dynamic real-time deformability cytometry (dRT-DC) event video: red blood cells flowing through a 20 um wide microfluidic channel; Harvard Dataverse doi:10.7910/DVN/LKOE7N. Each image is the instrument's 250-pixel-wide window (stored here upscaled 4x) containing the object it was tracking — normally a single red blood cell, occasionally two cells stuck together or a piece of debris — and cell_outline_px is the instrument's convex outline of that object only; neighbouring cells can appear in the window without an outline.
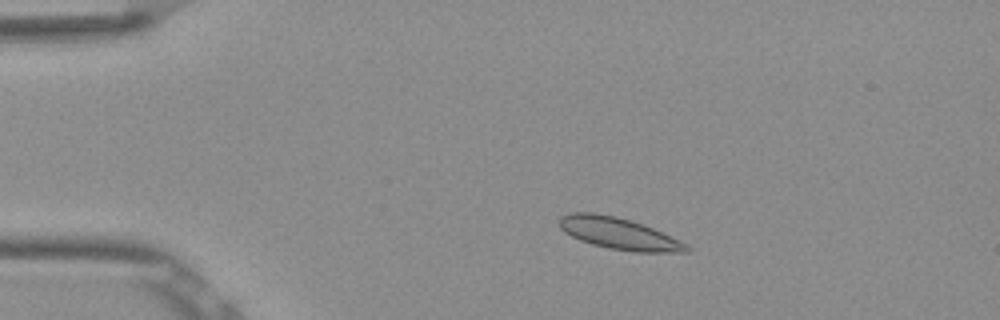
{"species": "Egyptian fruit bat (a non-hibernating species)", "species_latin": "Rousettus aegyptiacus", "temperature_condition": "room temperature", "stored_images_in_passage": 52, "camera_frame_rate_fps": 3000, "um_per_image_px": 0.085, "frame": {"image": 1, "passage_image": 9, "time_ms": 2.667, "image_size_px": [1000, 320], "cell_outline_px": [[692, 248], [688, 252], [632, 252], [608, 248], [592, 244], [580, 240], [564, 232], [560, 228], [560, 216], [572, 212], [592, 212], [616, 216], [632, 220], [652, 228], [680, 240], [688, 244]], "centroid_in_image_um": [52.62, 19.85], "position_along_channel_um": 32.4, "area_um2": 23.58}}
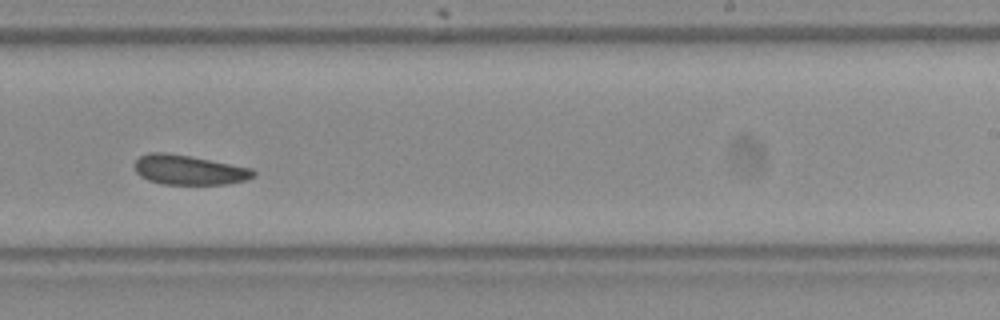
{"frame": {"image": 2, "passage_image": 32, "time_ms": 10.333, "image_size_px": [1000, 320], "cell_outline_px": [[256, 176], [244, 180], [228, 184], [164, 184], [148, 180], [140, 176], [136, 172], [132, 164], [140, 156], [148, 152], [168, 152], [252, 168], [256, 172]], "centroid_in_image_um": [16.03, 14.44], "position_along_channel_um": 273.0, "area_um2": 20.63}}
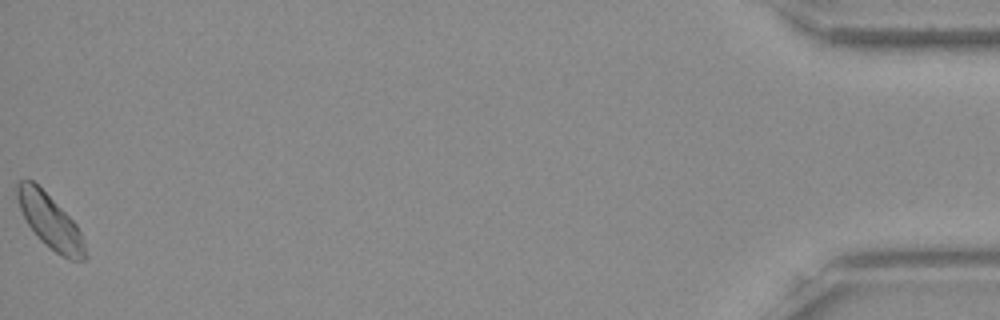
{"frame": {"image": 3, "passage_image": 52, "time_ms": 17.0, "image_size_px": [1000, 320], "cell_outline_px": [[88, 256], [84, 260], [68, 260], [56, 252], [40, 240], [28, 224], [20, 208], [16, 196], [16, 184], [20, 180], [32, 180], [76, 224], [80, 232]], "centroid_in_image_um": [4.25, 18.85], "position_along_channel_um": 430.9, "area_um2": 20.81}, "authors_computed_cell_mechanics": {"area_um2": 21.2126, "velocity_mm_per_s": 3.8099, "shape_relaxation_time_tau1_ms": 4.7341, "shape_relaxation_time_tau2_ms": 2.4676, "deformation_change_tau1": 0.1061, "deformation_change_tau2": 0.0446}}